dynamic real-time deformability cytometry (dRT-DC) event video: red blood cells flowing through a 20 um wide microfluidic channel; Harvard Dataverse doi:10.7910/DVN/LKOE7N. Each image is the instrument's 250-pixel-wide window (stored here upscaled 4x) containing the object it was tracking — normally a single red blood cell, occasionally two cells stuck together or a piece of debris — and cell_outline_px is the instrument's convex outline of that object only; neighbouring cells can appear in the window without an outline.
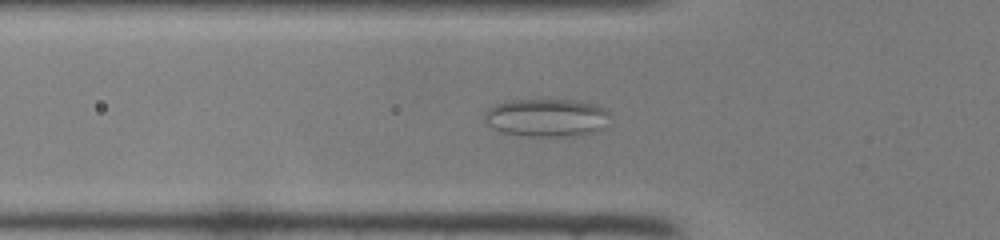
{"species": "common noctule bat (a hibernating species)", "species_latin": "Nyctalus noctula", "temperature_condition": "room temperature", "stored_images_in_passage": 48, "camera_frame_rate_fps": 3000, "um_per_image_px": 0.085, "animal": {"sex": "female", "body_mass_g": 22.0, "forearm_length_mm": 56.7}, "frame": {"image": 1, "passage_image": 16, "time_ms": 5.0, "image_size_px": [1000, 240], "cell_outline_px": [[608, 112], [604, 128], [596, 132], [576, 136], [528, 136], [500, 132], [492, 128], [484, 120], [484, 112], [488, 108], [496, 104], [508, 100], [580, 100], [596, 104], [604, 108]], "centroid_in_image_um": [46.44, 10.0], "position_along_channel_um": 79.4, "area_um2": 28.03}}
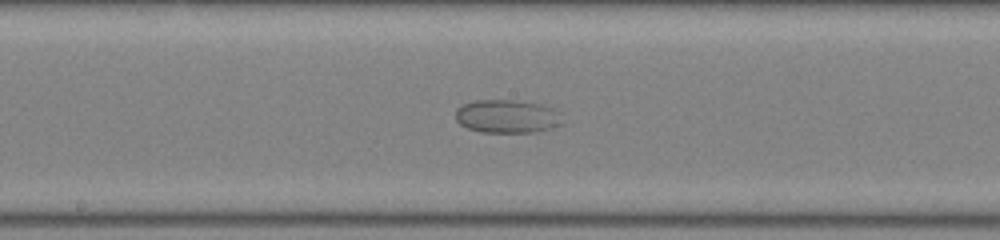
{"frame": {"image": 2, "passage_image": 25, "time_ms": 8.0, "image_size_px": [1000, 240], "cell_outline_px": [[564, 124], [536, 132], [480, 132], [468, 128], [460, 124], [456, 120], [456, 108], [460, 104], [476, 100], [512, 100], [540, 104], [556, 108], [560, 112]], "centroid_in_image_um": [43.13, 9.88], "position_along_channel_um": 205.1, "area_um2": 21.04}}
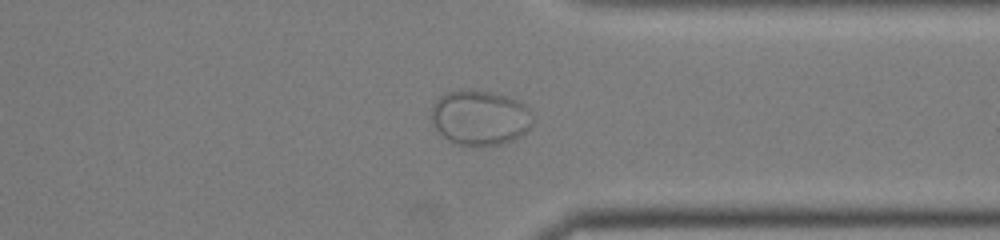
{"frame": {"image": 3, "passage_image": 37, "time_ms": 12.0, "image_size_px": [1000, 240], "cell_outline_px": [[532, 124], [520, 136], [512, 140], [500, 144], [476, 148], [456, 144], [448, 140], [432, 124], [432, 104], [444, 92], [492, 92], [508, 96], [524, 104], [532, 112]], "centroid_in_image_um": [40.8, 10.05], "position_along_channel_um": 370.6, "area_um2": 32.37}}